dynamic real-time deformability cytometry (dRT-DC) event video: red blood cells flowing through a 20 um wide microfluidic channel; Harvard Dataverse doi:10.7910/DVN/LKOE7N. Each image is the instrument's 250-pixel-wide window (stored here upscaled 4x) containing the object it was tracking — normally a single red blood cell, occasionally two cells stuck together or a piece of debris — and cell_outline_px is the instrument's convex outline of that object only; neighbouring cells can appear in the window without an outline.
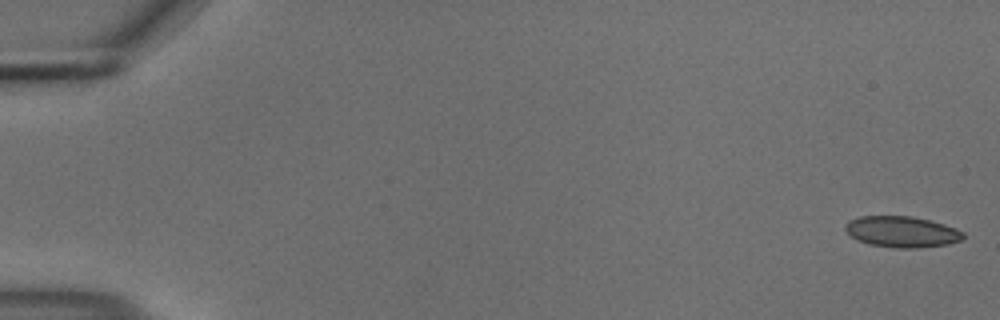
{"species": "common noctule bat (a hibernating species)", "species_latin": "Nyctalus noctula", "temperature_condition": "cold", "stored_images_in_passage": 55, "camera_frame_rate_fps": 3000, "um_per_image_px": 0.085, "animal": {"sex": "male", "body_mass_g": 18.8}, "frame": {"image": 1, "passage_image": 1, "time_ms": 0.0, "image_size_px": [1000, 320], "cell_outline_px": [[964, 236], [960, 240], [948, 244], [916, 248], [896, 248], [868, 244], [856, 240], [844, 228], [844, 224], [848, 220], [860, 216], [912, 216], [944, 224], [956, 228], [964, 232]], "centroid_in_image_um": [76.63, 19.7], "position_along_channel_um": 8.4, "area_um2": 21.39}}
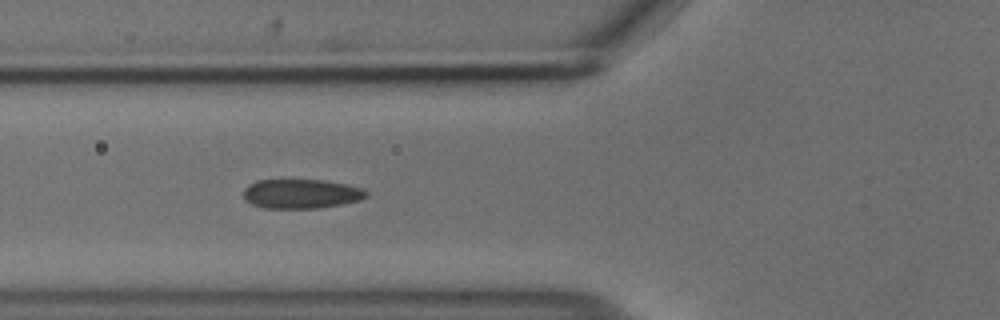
{"frame": {"image": 2, "passage_image": 21, "time_ms": 6.667, "image_size_px": [1000, 320], "cell_outline_px": [[368, 196], [360, 200], [340, 204], [316, 208], [264, 208], [252, 204], [244, 200], [244, 188], [248, 184], [256, 180], [324, 180], [348, 184], [364, 188], [368, 192]], "centroid_in_image_um": [25.61, 16.46], "position_along_channel_um": 100.2, "area_um2": 21.15}}
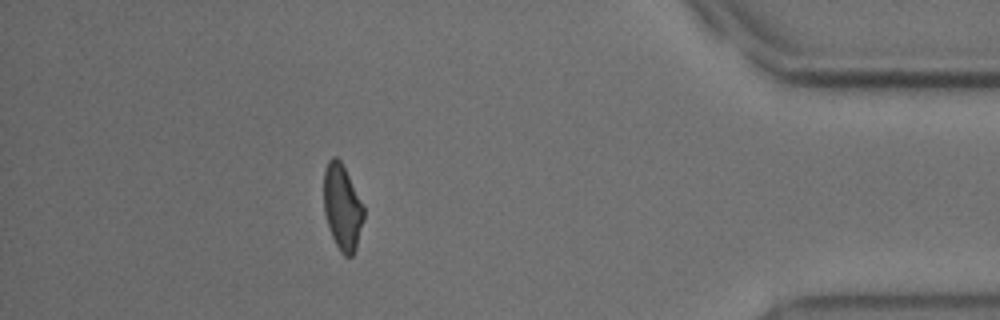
{"frame": {"image": 3, "passage_image": 49, "time_ms": 16.0, "image_size_px": [1000, 320], "cell_outline_px": [[364, 220], [356, 248], [352, 256], [344, 256], [340, 252], [332, 236], [324, 212], [324, 168], [328, 160], [332, 156], [336, 156], [340, 160], [364, 204]], "centroid_in_image_um": [29.11, 17.6], "position_along_channel_um": 406.1, "area_um2": 20.06}, "authors_computed_cell_mechanics": {"area_um2": 21.386, "velocity_mm_per_s": 3.7052, "shape_relaxation_time_tau1_ms": 4.3265, "shape_relaxation_time_tau2_ms": 1.5054, "deformation_change_tau1": 0.1173, "deformation_change_tau2": 0.0569}}